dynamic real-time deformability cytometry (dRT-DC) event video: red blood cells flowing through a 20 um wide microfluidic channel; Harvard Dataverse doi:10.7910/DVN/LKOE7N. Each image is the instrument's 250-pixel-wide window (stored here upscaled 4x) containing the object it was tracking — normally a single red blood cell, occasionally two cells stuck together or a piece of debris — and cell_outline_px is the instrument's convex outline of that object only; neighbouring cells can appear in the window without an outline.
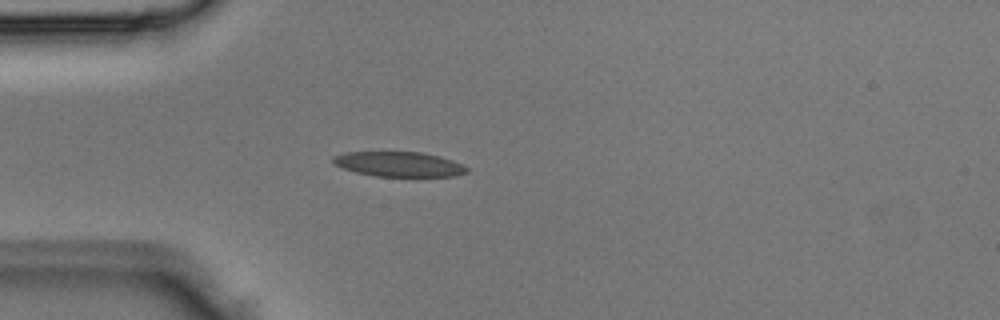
{"species": "Egyptian fruit bat (a non-hibernating species)", "species_latin": "Rousettus aegyptiacus", "temperature_condition": "room temperature", "stored_images_in_passage": 2, "camera_frame_rate_fps": 3000, "um_per_image_px": 0.085, "animal": {"sex": "male"}, "frame": {"image": 1, "passage_image": 2, "time_ms": 0.333, "image_size_px": [1000, 320], "cell_outline_px": [[468, 172], [456, 176], [376, 176], [356, 172], [344, 168], [336, 164], [332, 160], [332, 156], [344, 152], [420, 152], [440, 156], [452, 160], [468, 168]], "centroid_in_image_um": [33.91, 13.95], "position_along_channel_um": 51.1, "area_um2": 19.25}}